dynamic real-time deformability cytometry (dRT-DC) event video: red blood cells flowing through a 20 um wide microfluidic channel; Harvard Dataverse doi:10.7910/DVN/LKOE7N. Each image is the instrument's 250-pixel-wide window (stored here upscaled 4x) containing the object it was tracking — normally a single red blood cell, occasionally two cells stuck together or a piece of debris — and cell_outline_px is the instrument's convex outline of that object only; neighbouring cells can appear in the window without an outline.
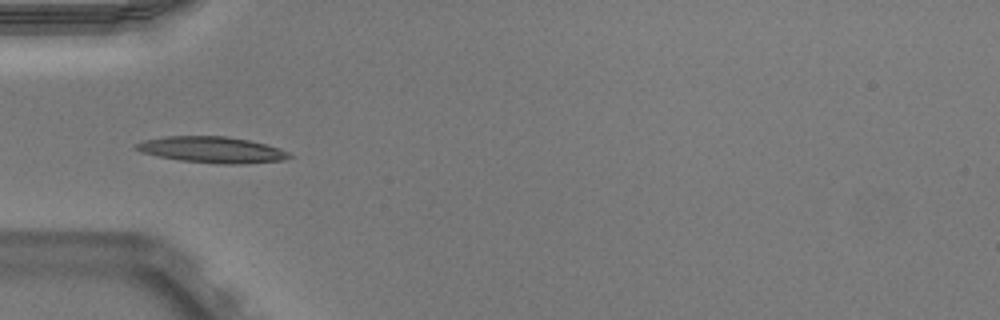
{"species": "Egyptian fruit bat (a non-hibernating species)", "species_latin": "Rousettus aegyptiacus", "temperature_condition": "warm", "stored_images_in_passage": 18, "camera_frame_rate_fps": 3000, "um_per_image_px": 0.085, "animal": {"sex": "male"}, "frame": {"image": 1, "passage_image": 3, "time_ms": 0.667, "image_size_px": [1000, 320], "cell_outline_px": [[292, 156], [284, 160], [240, 164], [216, 164], [180, 160], [156, 156], [140, 152], [132, 148], [136, 144], [144, 140], [168, 136], [228, 136], [248, 140], [280, 148], [288, 152]], "centroid_in_image_um": [17.99, 12.73], "position_along_channel_um": 67.0, "area_um2": 23.41}}
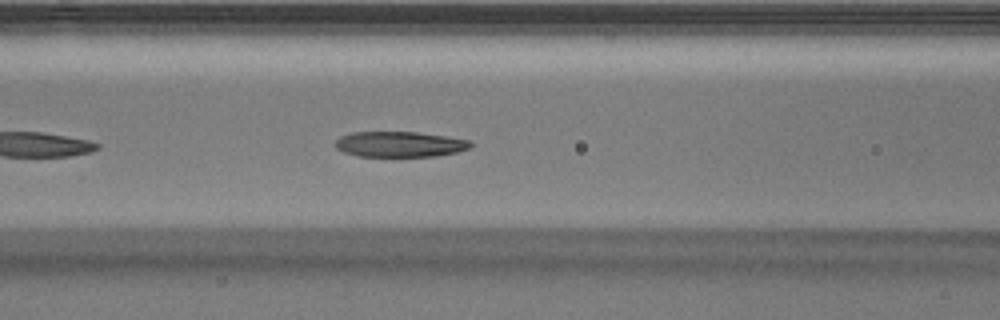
{"frame": {"image": 2, "passage_image": 8, "time_ms": 2.333, "image_size_px": [1000, 320], "cell_outline_px": [[476, 144], [472, 148], [456, 152], [436, 156], [356, 156], [344, 152], [336, 148], [336, 140], [340, 136], [352, 132], [416, 132], [444, 136], [468, 140]], "centroid_in_image_um": [34.0, 12.26], "position_along_channel_um": 132.6, "area_um2": 20.11}}